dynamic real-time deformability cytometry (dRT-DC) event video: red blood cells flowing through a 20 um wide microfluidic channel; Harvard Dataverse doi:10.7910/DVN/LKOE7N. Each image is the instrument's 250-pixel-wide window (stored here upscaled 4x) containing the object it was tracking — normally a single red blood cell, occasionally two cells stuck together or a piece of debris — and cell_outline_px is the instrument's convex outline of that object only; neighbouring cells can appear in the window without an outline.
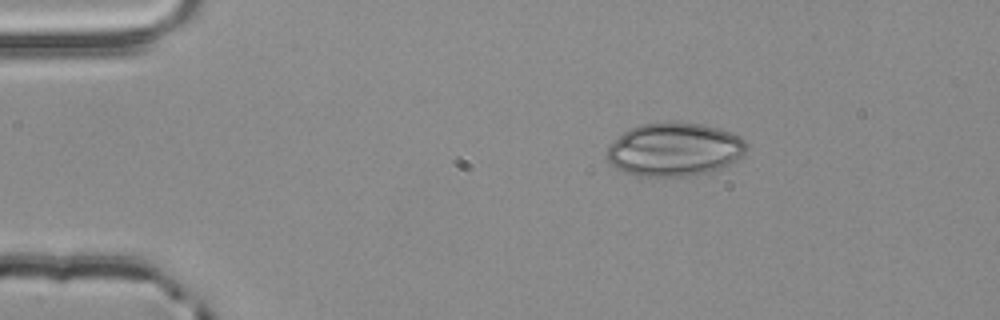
{"species": "common noctule bat (a hibernating species)", "species_latin": "Nyctalus noctula", "temperature_condition": "room temperature", "stored_images_in_passage": 3, "camera_frame_rate_fps": 3000, "um_per_image_px": 0.085, "animal": {"sex": "male", "body_mass_g": 20.4}, "frame": {"image": 1, "passage_image": 1, "time_ms": 0.0, "image_size_px": [1000, 320], "cell_outline_px": [[748, 148], [744, 156], [720, 168], [696, 176], [640, 176], [624, 172], [608, 164], [608, 148], [628, 128], [640, 124], [664, 120], [668, 120], [704, 124], [732, 132], [740, 136], [748, 144]], "centroid_in_image_um": [57.36, 12.68], "position_along_channel_um": 27.6, "area_um2": 44.1}}